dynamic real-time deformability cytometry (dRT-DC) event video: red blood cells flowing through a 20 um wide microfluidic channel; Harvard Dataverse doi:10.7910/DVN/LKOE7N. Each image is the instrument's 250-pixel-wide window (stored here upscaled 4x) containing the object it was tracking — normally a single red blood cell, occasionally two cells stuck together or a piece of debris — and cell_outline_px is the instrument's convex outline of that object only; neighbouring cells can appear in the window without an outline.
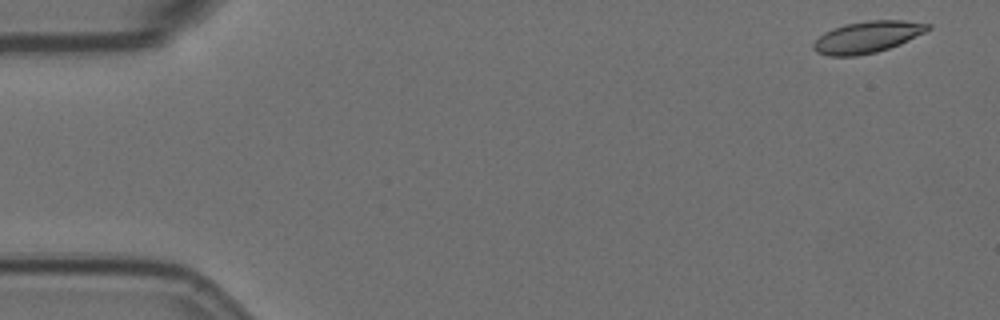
{"species": "Egyptian fruit bat (a non-hibernating species)", "species_latin": "Rousettus aegyptiacus", "temperature_condition": "room temperature", "stored_images_in_passage": 15, "camera_frame_rate_fps": 3000, "um_per_image_px": 0.085, "animal": {"sex": "female"}, "frame": {"image": 1, "passage_image": 1, "time_ms": 0.0, "image_size_px": [1000, 320], "cell_outline_px": [[932, 28], [900, 44], [876, 52], [856, 56], [828, 56], [816, 52], [812, 48], [812, 44], [824, 32], [832, 28], [844, 24], [868, 20], [900, 20], [932, 24]], "centroid_in_image_um": [73.7, 3.14], "position_along_channel_um": 11.3, "area_um2": 21.1}}
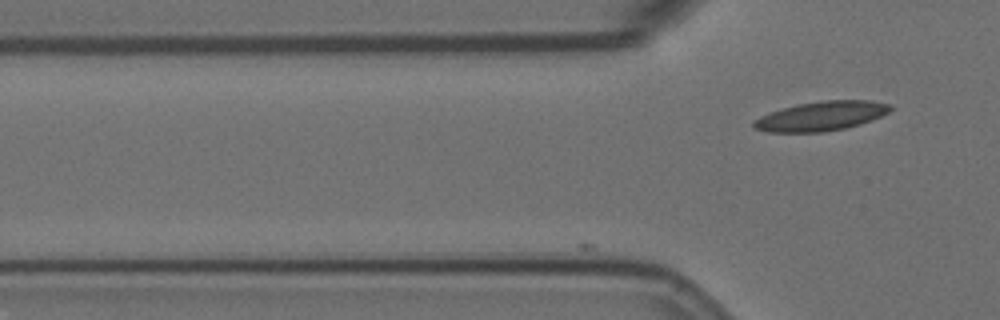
{"frame": {"image": 2, "passage_image": 15, "time_ms": 4.667, "image_size_px": [1000, 320], "cell_outline_px": [[892, 108], [888, 112], [872, 120], [860, 124], [844, 128], [820, 132], [768, 132], [756, 128], [752, 124], [752, 120], [768, 112], [796, 104], [824, 100], [872, 100], [892, 104]], "centroid_in_image_um": [69.79, 9.85], "position_along_channel_um": 56.0, "area_um2": 23.47}}